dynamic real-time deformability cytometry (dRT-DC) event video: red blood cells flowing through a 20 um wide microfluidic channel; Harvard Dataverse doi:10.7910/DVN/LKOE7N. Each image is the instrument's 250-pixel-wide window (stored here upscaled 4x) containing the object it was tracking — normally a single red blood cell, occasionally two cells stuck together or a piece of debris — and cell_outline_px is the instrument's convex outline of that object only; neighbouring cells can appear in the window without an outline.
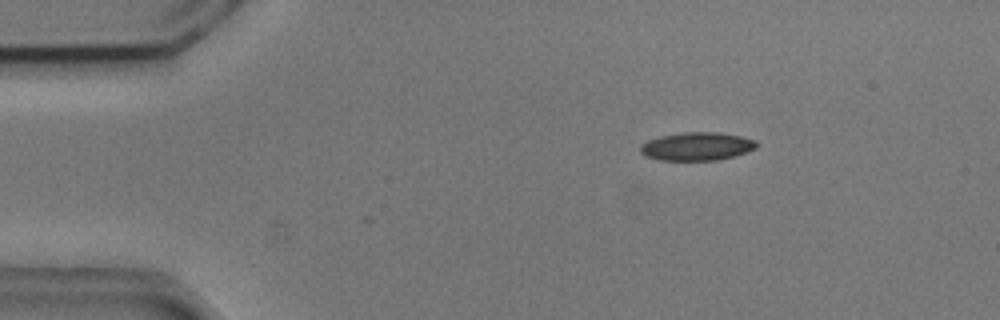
{"species": "common noctule bat (a hibernating species)", "species_latin": "Nyctalus noctula", "temperature_condition": "cold", "stored_images_in_passage": 4, "camera_frame_rate_fps": 3000, "um_per_image_px": 0.085, "animal": {"sex": "male", "body_mass_g": 20.5, "forearm_length_mm": 52.5}, "frame": {"image": 1, "passage_image": 1, "time_ms": 0.0, "image_size_px": [1000, 320], "cell_outline_px": [[760, 144], [756, 148], [732, 156], [716, 160], [656, 160], [644, 156], [640, 152], [640, 144], [648, 140], [660, 136], [684, 132], [720, 132], [740, 136], [756, 140]], "centroid_in_image_um": [59.2, 12.44], "position_along_channel_um": 25.8, "area_um2": 19.19}}